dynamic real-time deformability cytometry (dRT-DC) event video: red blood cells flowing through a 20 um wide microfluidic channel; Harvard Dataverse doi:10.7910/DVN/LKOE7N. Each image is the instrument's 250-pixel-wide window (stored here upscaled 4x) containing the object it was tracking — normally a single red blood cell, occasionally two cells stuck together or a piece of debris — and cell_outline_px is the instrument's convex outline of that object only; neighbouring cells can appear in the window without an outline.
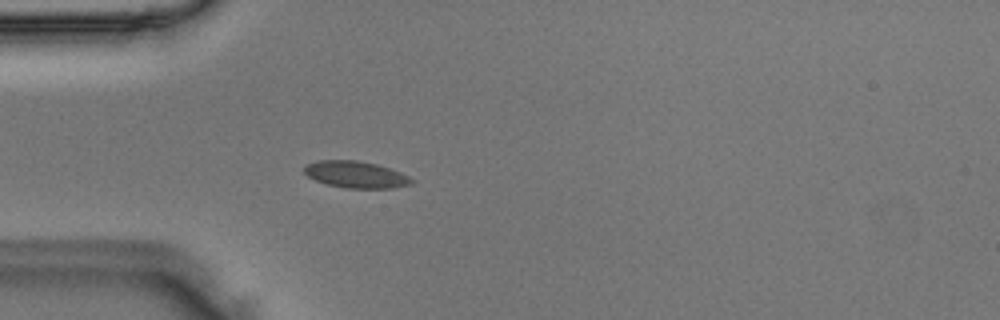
{"species": "Egyptian fruit bat (a non-hibernating species)", "species_latin": "Rousettus aegyptiacus", "temperature_condition": "room temperature", "stored_images_in_passage": 47, "camera_frame_rate_fps": 3000, "um_per_image_px": 0.085, "animal": {"sex": "male"}, "frame": {"image": 1, "passage_image": 11, "time_ms": 3.333, "image_size_px": [1000, 320], "cell_outline_px": [[416, 180], [412, 184], [392, 188], [344, 188], [328, 184], [316, 180], [308, 176], [304, 172], [304, 168], [308, 164], [316, 160], [356, 160], [376, 164], [400, 172]], "centroid_in_image_um": [30.26, 14.84], "position_along_channel_um": 54.7, "area_um2": 16.65}}
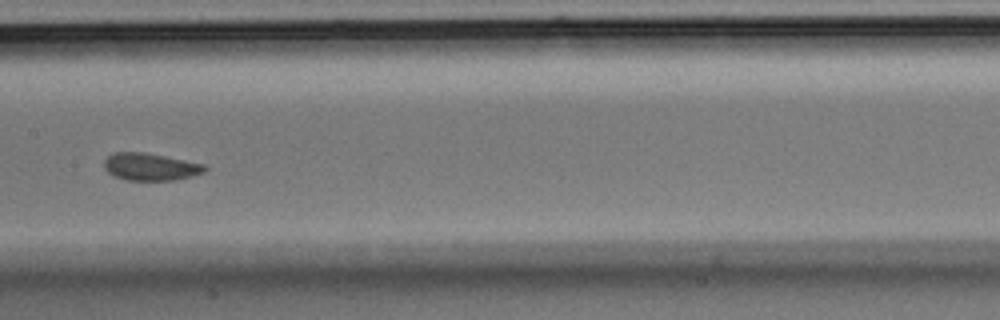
{"frame": {"image": 2, "passage_image": 22, "time_ms": 7.0, "image_size_px": [1000, 320], "cell_outline_px": [[208, 168], [204, 172], [192, 176], [172, 180], [128, 180], [112, 176], [104, 168], [104, 160], [112, 152], [144, 152], [204, 164]], "centroid_in_image_um": [12.75, 14.17], "position_along_channel_um": 194.6, "area_um2": 16.01}}
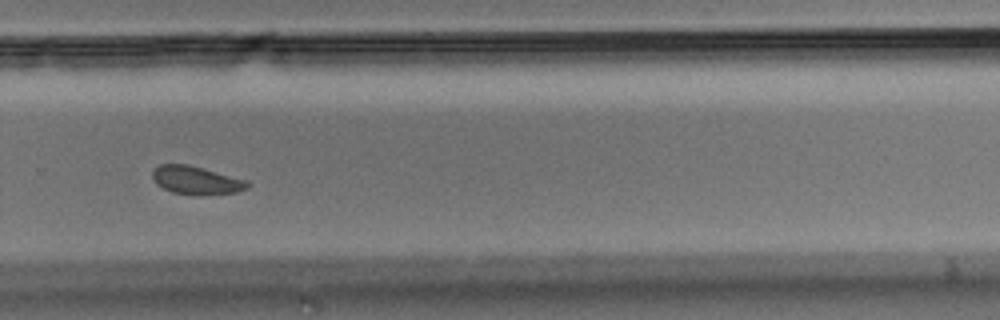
{"frame": {"image": 3, "passage_image": 31, "time_ms": 10.0, "image_size_px": [1000, 320], "cell_outline_px": [[248, 188], [236, 192], [172, 192], [156, 184], [152, 180], [152, 168], [160, 164], [188, 164], [248, 180]], "centroid_in_image_um": [16.61, 15.25], "position_along_channel_um": 313.2, "area_um2": 14.91}}